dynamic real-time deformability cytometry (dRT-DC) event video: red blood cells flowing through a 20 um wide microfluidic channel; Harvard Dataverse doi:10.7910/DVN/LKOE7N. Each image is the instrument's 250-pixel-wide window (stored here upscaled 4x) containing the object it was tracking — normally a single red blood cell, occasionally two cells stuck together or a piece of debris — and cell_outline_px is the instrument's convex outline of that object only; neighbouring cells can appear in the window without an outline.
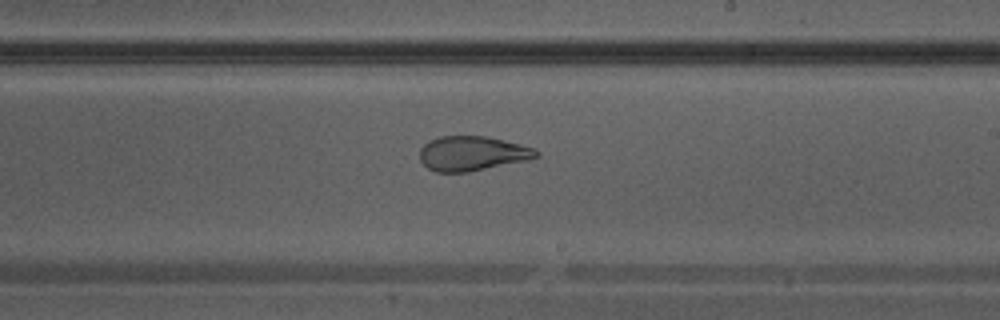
{"species": "Egyptian fruit bat (a non-hibernating species)", "species_latin": "Rousettus aegyptiacus", "temperature_condition": "warm", "stored_images_in_passage": 28, "camera_frame_rate_fps": 3000, "um_per_image_px": 0.085, "animal": {"sex": "male"}, "frame": {"image": 1, "passage_image": 16, "time_ms": 5.0, "image_size_px": [1000, 320], "cell_outline_px": [[540, 156], [532, 160], [468, 172], [436, 172], [428, 168], [420, 160], [420, 148], [428, 140], [440, 136], [484, 136], [532, 148], [540, 152]], "centroid_in_image_um": [40.13, 13.06], "position_along_channel_um": 248.9, "area_um2": 23.52}}